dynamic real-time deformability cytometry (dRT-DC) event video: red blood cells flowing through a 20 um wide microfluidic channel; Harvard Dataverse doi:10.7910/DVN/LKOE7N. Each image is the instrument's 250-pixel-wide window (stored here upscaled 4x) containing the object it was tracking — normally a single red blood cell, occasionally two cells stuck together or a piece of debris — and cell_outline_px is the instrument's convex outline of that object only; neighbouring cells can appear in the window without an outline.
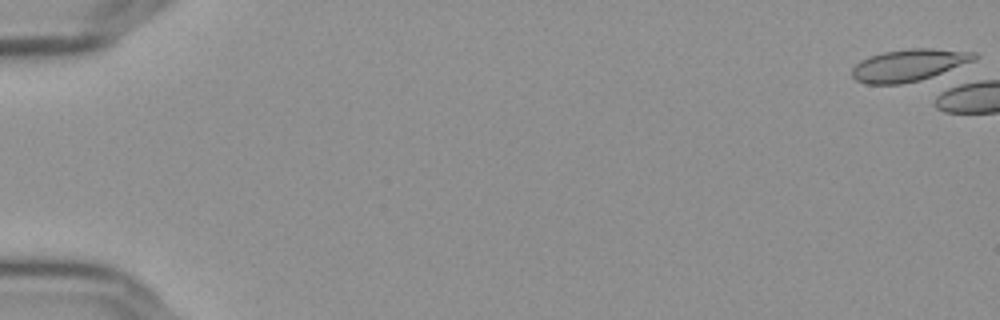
{"species": "Egyptian fruit bat (a non-hibernating species)", "species_latin": "Rousettus aegyptiacus", "temperature_condition": "cold", "stored_images_in_passage": 5, "camera_frame_rate_fps": 3000, "um_per_image_px": 0.085, "frame": {"image": 1, "passage_image": 1, "time_ms": 0.0, "image_size_px": [1000, 320], "cell_outline_px": [[980, 56], [976, 60], [932, 76], [920, 80], [900, 84], [868, 84], [856, 80], [852, 76], [852, 68], [860, 60], [868, 56], [884, 52], [908, 48], [932, 48], [976, 52]], "centroid_in_image_um": [77.27, 5.52], "position_along_channel_um": 7.7, "area_um2": 22.95}}